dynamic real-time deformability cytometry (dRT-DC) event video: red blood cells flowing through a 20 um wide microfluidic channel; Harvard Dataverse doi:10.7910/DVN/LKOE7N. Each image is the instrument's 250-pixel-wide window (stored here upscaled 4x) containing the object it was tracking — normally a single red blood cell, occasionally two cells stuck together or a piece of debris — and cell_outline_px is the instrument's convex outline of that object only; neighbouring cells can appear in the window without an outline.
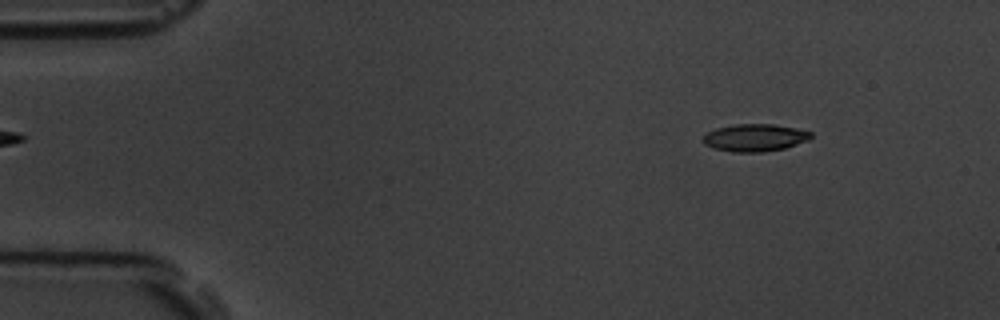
{"species": "common noctule bat (a hibernating species)", "species_latin": "Nyctalus noctula", "temperature_condition": "room temperature", "stored_images_in_passage": 8, "camera_frame_rate_fps": 3000, "um_per_image_px": 0.085, "animal": {"sex": "male", "body_mass_g": 19.5, "forearm_length_mm": 54.6}, "frame": {"image": 1, "passage_image": 2, "time_ms": 1.0, "image_size_px": [1000, 320], "cell_outline_px": [[812, 136], [808, 140], [784, 148], [764, 152], [732, 152], [712, 148], [704, 144], [700, 140], [708, 132], [716, 128], [736, 124], [772, 124], [796, 128], [812, 132]], "centroid_in_image_um": [64.13, 11.7], "position_along_channel_um": 20.9, "area_um2": 17.28}}
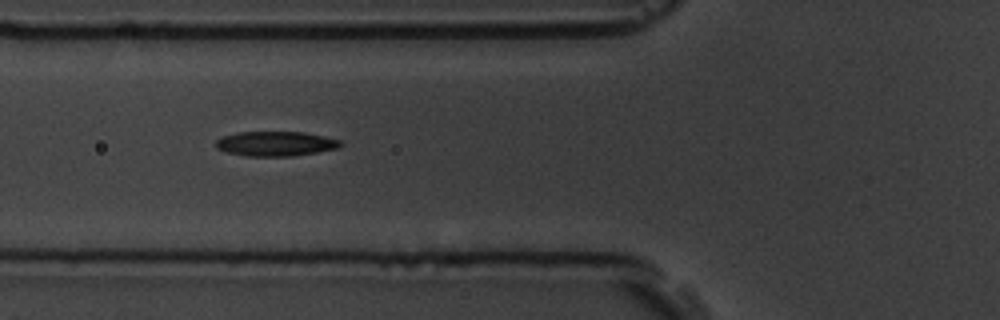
{"frame": {"image": 2, "passage_image": 6, "time_ms": 5.667, "image_size_px": [1000, 320], "cell_outline_px": [[344, 144], [340, 148], [292, 156], [244, 156], [224, 152], [216, 148], [216, 140], [224, 136], [240, 132], [304, 132], [324, 136], [340, 140]], "centroid_in_image_um": [23.44, 12.22], "position_along_channel_um": 102.4, "area_um2": 18.03}}
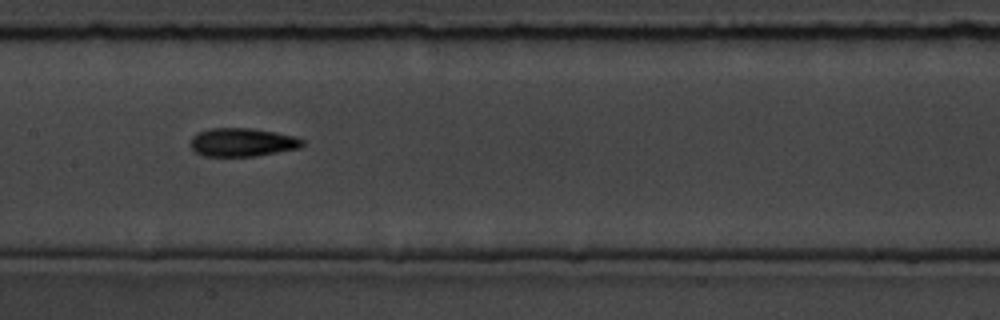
{"frame": {"image": 3, "passage_image": 8, "time_ms": 8.0, "image_size_px": [1000, 320], "cell_outline_px": [[304, 144], [300, 148], [256, 156], [204, 156], [196, 152], [188, 144], [192, 136], [196, 132], [208, 128], [252, 128], [276, 132], [296, 136], [304, 140]], "centroid_in_image_um": [20.58, 12.08], "position_along_channel_um": 186.8, "area_um2": 18.84}}